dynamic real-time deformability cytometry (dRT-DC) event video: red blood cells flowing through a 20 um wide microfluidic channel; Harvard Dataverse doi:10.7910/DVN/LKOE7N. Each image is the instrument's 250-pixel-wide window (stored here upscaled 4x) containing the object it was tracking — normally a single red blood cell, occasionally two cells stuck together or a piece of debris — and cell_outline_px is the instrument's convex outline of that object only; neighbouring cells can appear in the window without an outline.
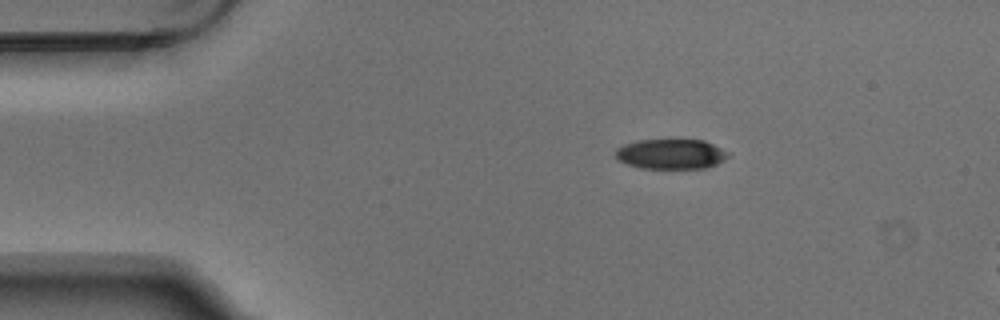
{"species": "Egyptian fruit bat (a non-hibernating species)", "species_latin": "Rousettus aegyptiacus", "temperature_condition": "warm", "stored_images_in_passage": 6, "camera_frame_rate_fps": 3000, "um_per_image_px": 0.085, "animal": {"sex": "male"}, "frame": {"image": 1, "passage_image": 1, "time_ms": 0.0, "image_size_px": [1000, 320], "cell_outline_px": [[728, 156], [724, 160], [716, 164], [704, 168], [640, 168], [628, 164], [620, 160], [616, 156], [616, 148], [624, 144], [636, 140], [672, 136], [704, 140], [728, 152]], "centroid_in_image_um": [57.01, 13.02], "position_along_channel_um": 28.0, "area_um2": 20.46}}
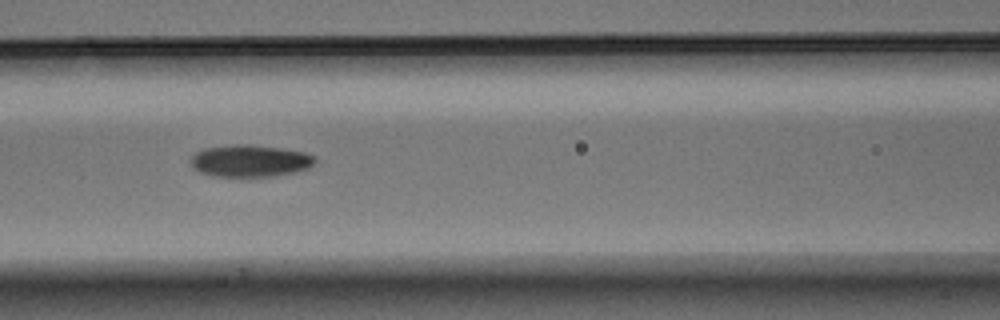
{"frame": {"image": 2, "passage_image": 5, "time_ms": 1.333, "image_size_px": [1000, 320], "cell_outline_px": [[316, 160], [308, 168], [296, 172], [276, 176], [212, 176], [200, 172], [192, 168], [192, 156], [196, 152], [204, 148], [232, 144], [248, 144], [284, 148], [304, 152], [316, 156]], "centroid_in_image_um": [21.27, 13.66], "position_along_channel_um": 145.3, "area_um2": 23.35}}
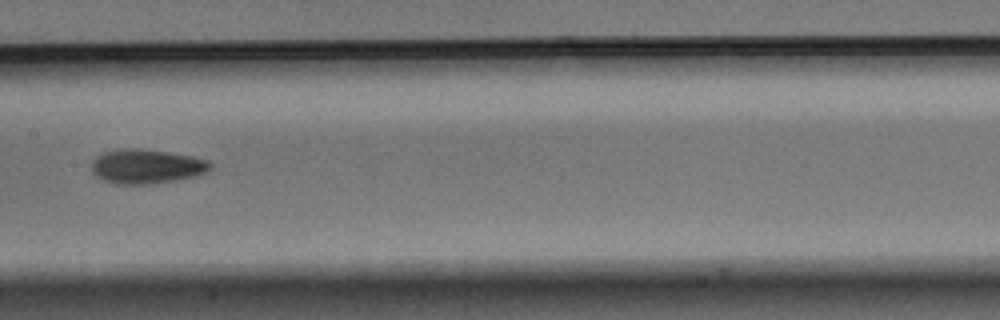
{"frame": {"image": 3, "passage_image": 6, "time_ms": 1.667, "image_size_px": [1000, 320], "cell_outline_px": [[212, 168], [208, 172], [200, 176], [152, 184], [116, 184], [104, 180], [96, 176], [92, 172], [92, 160], [96, 156], [104, 152], [128, 148], [140, 148], [168, 152], [192, 156], [208, 160], [212, 164]], "centroid_in_image_um": [12.5, 14.15], "position_along_channel_um": 194.9, "area_um2": 24.04}}